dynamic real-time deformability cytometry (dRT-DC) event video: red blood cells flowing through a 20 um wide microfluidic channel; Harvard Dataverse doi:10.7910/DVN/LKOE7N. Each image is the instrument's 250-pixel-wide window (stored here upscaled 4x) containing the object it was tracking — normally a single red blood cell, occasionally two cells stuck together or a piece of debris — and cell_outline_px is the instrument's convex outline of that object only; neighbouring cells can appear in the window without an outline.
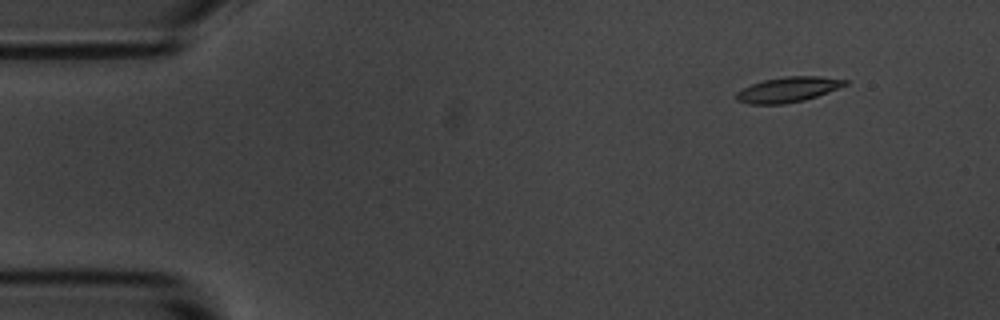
{"species": "common noctule bat (a hibernating species)", "species_latin": "Nyctalus noctula", "temperature_condition": "room temperature", "stored_images_in_passage": 5, "camera_frame_rate_fps": 3000, "um_per_image_px": 0.085, "animal": {"sex": "male", "body_mass_g": 20.1, "forearm_length_mm": 53.5}, "frame": {"image": 1, "passage_image": 1, "time_ms": 0.0, "image_size_px": [1000, 320], "cell_outline_px": [[848, 84], [816, 96], [804, 100], [784, 104], [748, 104], [736, 100], [736, 92], [752, 84], [764, 80], [784, 76], [820, 76], [848, 80]], "centroid_in_image_um": [66.97, 7.61], "position_along_channel_um": 18.0, "area_um2": 15.84}}
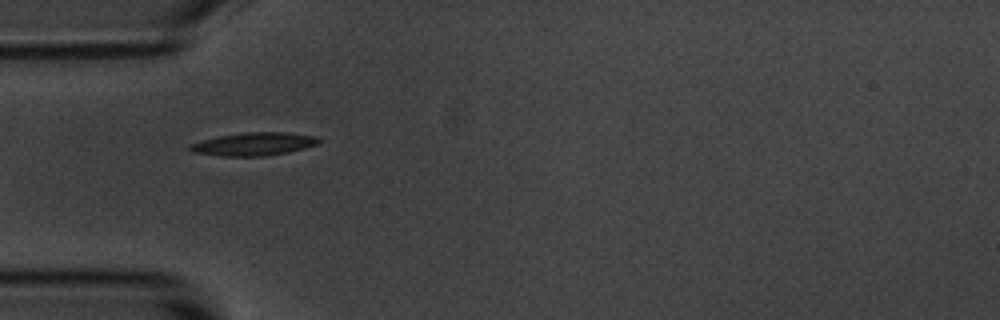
{"frame": {"image": 2, "passage_image": 4, "time_ms": 1.0, "image_size_px": [1000, 320], "cell_outline_px": [[324, 140], [320, 144], [288, 152], [264, 156], [220, 156], [196, 152], [188, 148], [188, 144], [200, 140], [220, 136], [244, 132], [288, 132], [316, 136]], "centroid_in_image_um": [21.63, 12.23], "position_along_channel_um": 63.4, "area_um2": 17.46}}